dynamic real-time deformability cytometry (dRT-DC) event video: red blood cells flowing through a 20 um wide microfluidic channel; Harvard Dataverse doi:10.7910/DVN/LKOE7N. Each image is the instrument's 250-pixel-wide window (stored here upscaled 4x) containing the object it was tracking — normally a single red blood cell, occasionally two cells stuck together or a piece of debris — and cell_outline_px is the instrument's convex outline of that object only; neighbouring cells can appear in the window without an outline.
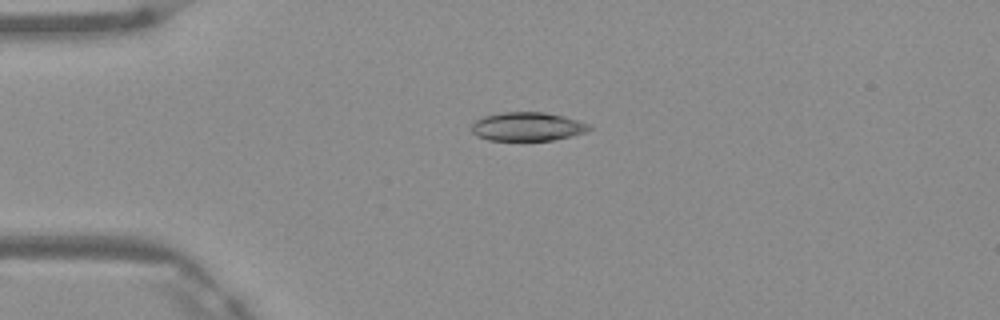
{"species": "Egyptian fruit bat (a non-hibernating species)", "species_latin": "Rousettus aegyptiacus", "temperature_condition": "warm", "stored_images_in_passage": 4, "camera_frame_rate_fps": 3000, "um_per_image_px": 0.085, "frame": {"image": 1, "passage_image": 4, "time_ms": 1.0, "image_size_px": [1000, 320], "cell_outline_px": [[592, 128], [584, 132], [572, 136], [552, 140], [524, 144], [488, 140], [476, 136], [472, 132], [472, 124], [476, 120], [484, 116], [504, 112], [544, 112], [564, 116], [592, 124]], "centroid_in_image_um": [44.83, 10.81], "position_along_channel_um": 40.2, "area_um2": 20.63}}